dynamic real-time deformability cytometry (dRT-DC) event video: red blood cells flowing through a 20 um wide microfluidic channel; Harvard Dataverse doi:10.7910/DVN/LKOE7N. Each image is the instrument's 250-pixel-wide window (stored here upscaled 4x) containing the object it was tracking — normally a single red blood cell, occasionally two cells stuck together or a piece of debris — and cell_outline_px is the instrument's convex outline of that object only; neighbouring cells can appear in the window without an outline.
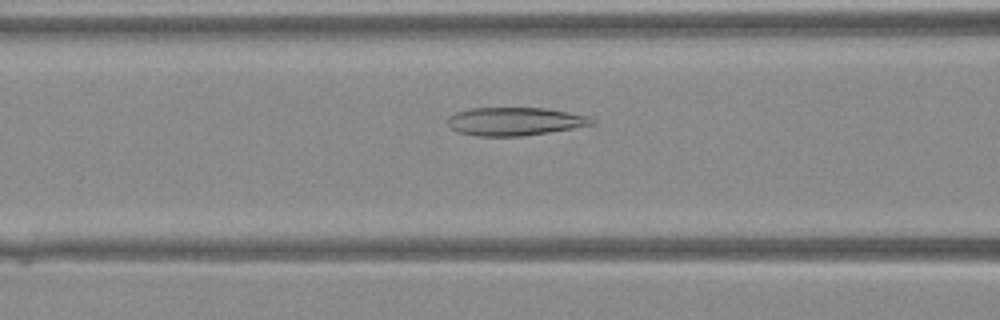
{"species": "Egyptian fruit bat (a non-hibernating species)", "species_latin": "Rousettus aegyptiacus", "temperature_condition": "warm", "stored_images_in_passage": 28, "camera_frame_rate_fps": 3000, "um_per_image_px": 0.085, "animal": {"sex": "female"}, "frame": {"image": 1, "passage_image": 9, "time_ms": 2.667, "image_size_px": [1000, 320], "cell_outline_px": [[596, 124], [548, 132], [520, 136], [476, 136], [460, 132], [452, 128], [448, 124], [448, 116], [456, 112], [472, 108], [548, 108], [592, 116], [596, 120]], "centroid_in_image_um": [43.82, 10.31], "position_along_channel_um": 122.8, "area_um2": 23.76}}
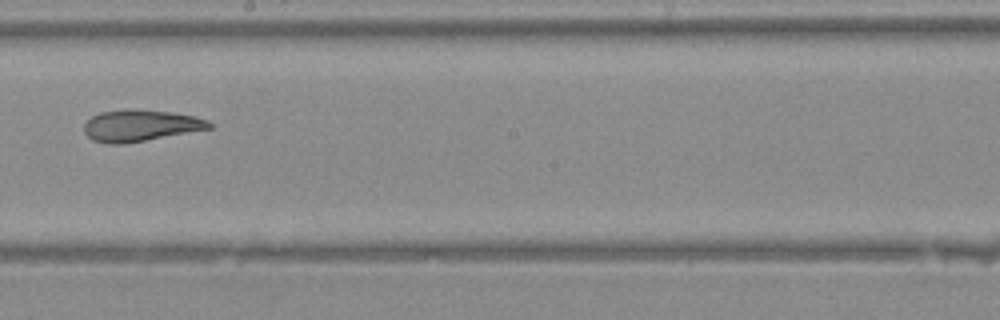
{"frame": {"image": 2, "passage_image": 16, "time_ms": 5.0, "image_size_px": [1000, 320], "cell_outline_px": [[212, 128], [124, 144], [108, 144], [92, 140], [84, 132], [84, 124], [92, 116], [100, 112], [124, 108], [136, 108], [172, 112], [196, 116], [208, 120], [212, 124]], "centroid_in_image_um": [11.92, 10.65], "position_along_channel_um": 236.3, "area_um2": 23.29}}
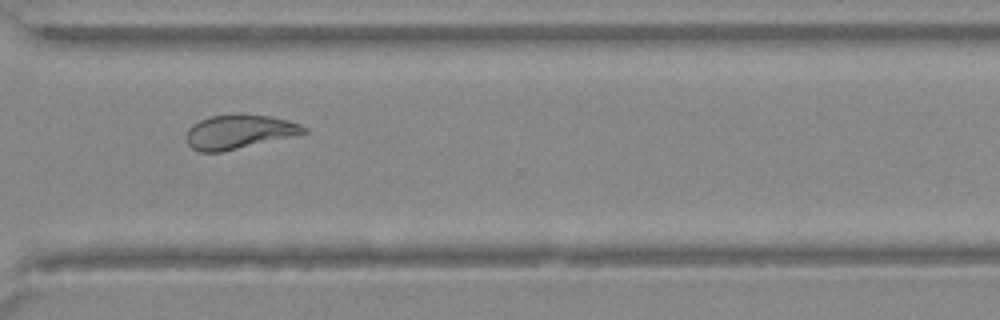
{"frame": {"image": 3, "passage_image": 23, "time_ms": 7.333, "image_size_px": [1000, 320], "cell_outline_px": [[308, 132], [220, 152], [200, 152], [192, 148], [188, 144], [188, 128], [192, 124], [200, 120], [212, 116], [240, 112], [268, 116], [288, 120], [300, 124], [308, 128]], "centroid_in_image_um": [20.31, 11.17], "position_along_channel_um": 350.3, "area_um2": 23.18}}